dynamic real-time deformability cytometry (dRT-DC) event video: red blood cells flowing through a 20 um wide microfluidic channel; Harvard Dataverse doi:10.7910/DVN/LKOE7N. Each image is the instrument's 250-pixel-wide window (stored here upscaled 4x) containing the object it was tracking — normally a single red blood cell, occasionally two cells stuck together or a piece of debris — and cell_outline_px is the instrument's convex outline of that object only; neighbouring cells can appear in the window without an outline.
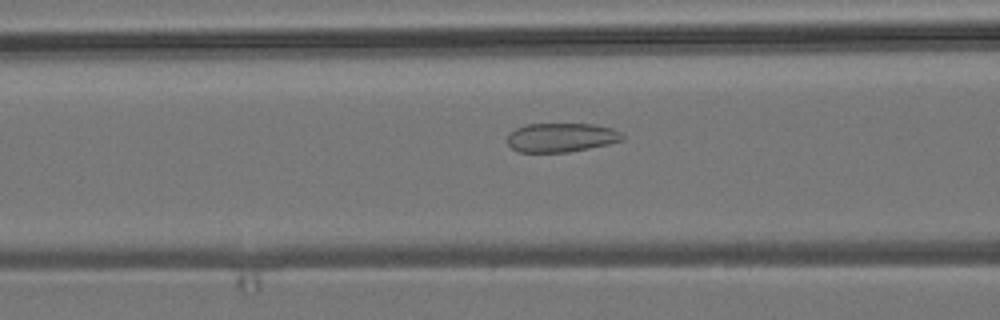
{"species": "common noctule bat (a hibernating species)", "species_latin": "Nyctalus noctula", "temperature_condition": "room temperature", "stored_images_in_passage": 53, "camera_frame_rate_fps": 3000, "um_per_image_px": 0.085, "animal": {"sex": "male", "body_mass_g": 19.2, "forearm_length_mm": 51.8}, "frame": {"image": 1, "passage_image": 21, "time_ms": 6.667, "image_size_px": [1000, 320], "cell_outline_px": [[624, 140], [608, 144], [568, 152], [520, 152], [512, 148], [508, 144], [508, 132], [524, 124], [596, 124], [612, 128], [620, 132], [624, 136]], "centroid_in_image_um": [47.7, 11.68], "position_along_channel_um": 118.9, "area_um2": 19.54}}
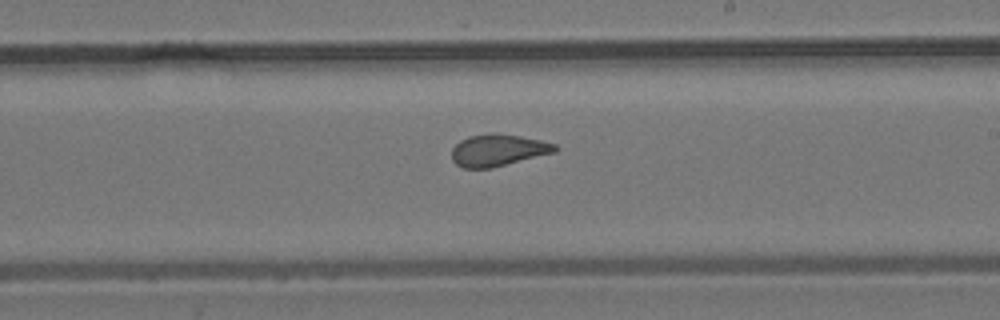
{"frame": {"image": 2, "passage_image": 31, "time_ms": 10.0, "image_size_px": [1000, 320], "cell_outline_px": [[560, 148], [556, 152], [492, 168], [464, 168], [456, 164], [452, 160], [452, 148], [460, 140], [468, 136], [488, 132], [496, 132], [520, 136], [540, 140], [556, 144]], "centroid_in_image_um": [42.34, 12.75], "position_along_channel_um": 246.7, "area_um2": 19.48}}
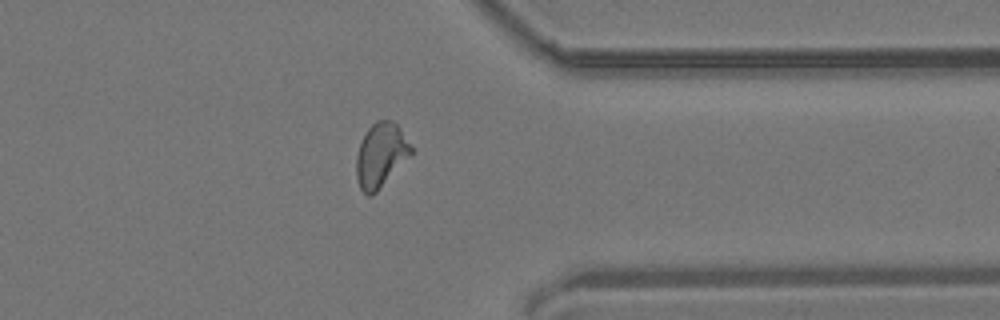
{"frame": {"image": 3, "passage_image": 42, "time_ms": 13.667, "image_size_px": [1000, 320], "cell_outline_px": [[412, 152], [376, 192], [372, 196], [368, 196], [360, 188], [356, 176], [356, 156], [360, 144], [368, 128], [376, 120], [392, 120], [400, 128], [412, 148]], "centroid_in_image_um": [32.33, 13.17], "position_along_channel_um": 379.1, "area_um2": 20.0}}